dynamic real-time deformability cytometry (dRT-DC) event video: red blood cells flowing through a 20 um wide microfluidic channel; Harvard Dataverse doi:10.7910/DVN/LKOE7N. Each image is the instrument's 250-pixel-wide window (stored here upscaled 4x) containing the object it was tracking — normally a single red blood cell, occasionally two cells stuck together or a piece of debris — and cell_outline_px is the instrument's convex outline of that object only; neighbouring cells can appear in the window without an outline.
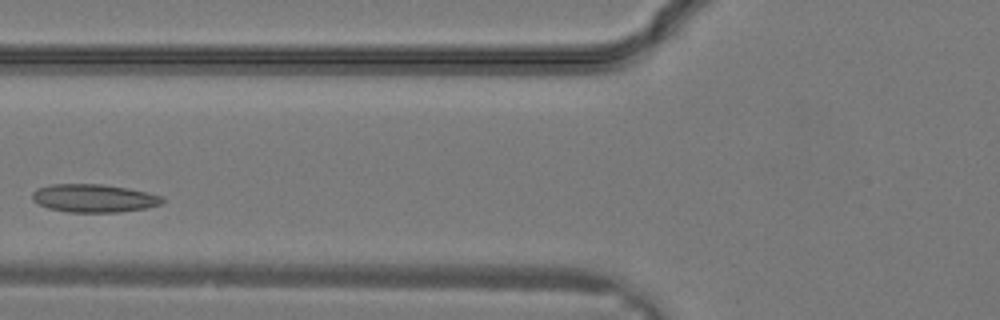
{"species": "common noctule bat (a hibernating species)", "species_latin": "Nyctalus noctula", "temperature_condition": "warm", "stored_images_in_passage": 9, "camera_frame_rate_fps": 3000, "um_per_image_px": 0.085, "animal": {"sex": "male", "body_mass_g": 19.2, "forearm_length_mm": 51.8}, "frame": {"image": 1, "passage_image": 6, "time_ms": 1.667, "image_size_px": [1000, 320], "cell_outline_px": [[164, 200], [160, 204], [148, 208], [120, 212], [68, 212], [48, 208], [32, 200], [32, 192], [36, 188], [48, 184], [100, 184], [128, 188], [148, 192], [164, 196]], "centroid_in_image_um": [7.98, 16.84], "position_along_channel_um": 117.8, "area_um2": 21.5}}
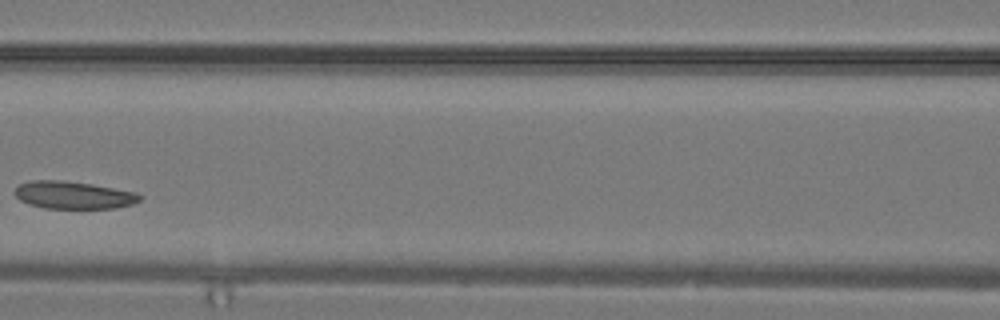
{"frame": {"image": 2, "passage_image": 8, "time_ms": 2.333, "image_size_px": [1000, 320], "cell_outline_px": [[140, 200], [132, 204], [116, 208], [44, 208], [28, 204], [20, 200], [12, 192], [20, 184], [32, 180], [64, 180], [92, 184], [136, 192], [140, 196]], "centroid_in_image_um": [6.21, 16.58], "position_along_channel_um": 160.4, "area_um2": 20.06}}